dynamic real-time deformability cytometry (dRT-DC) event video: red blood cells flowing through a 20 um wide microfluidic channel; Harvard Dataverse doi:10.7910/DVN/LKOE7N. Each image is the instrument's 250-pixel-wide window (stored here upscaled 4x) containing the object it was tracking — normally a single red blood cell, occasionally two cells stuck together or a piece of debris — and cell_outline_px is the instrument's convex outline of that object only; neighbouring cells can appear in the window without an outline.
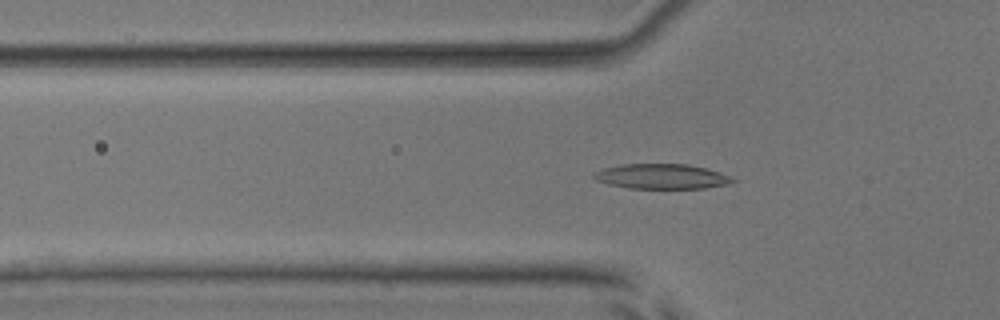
{"species": "common noctule bat (a hibernating species)", "species_latin": "Nyctalus noctula", "temperature_condition": "room temperature", "stored_images_in_passage": 45, "camera_frame_rate_fps": 3000, "um_per_image_px": 0.085, "animal": {"sex": "male", "body_mass_g": 17.9, "forearm_length_mm": 54.2}, "frame": {"image": 1, "passage_image": 9, "time_ms": 2.667, "image_size_px": [1000, 320], "cell_outline_px": [[736, 180], [728, 184], [704, 188], [628, 188], [608, 184], [596, 180], [592, 176], [592, 172], [604, 168], [624, 164], [688, 164], [720, 172], [732, 176]], "centroid_in_image_um": [56.23, 14.99], "position_along_channel_um": 69.6, "area_um2": 20.17}}
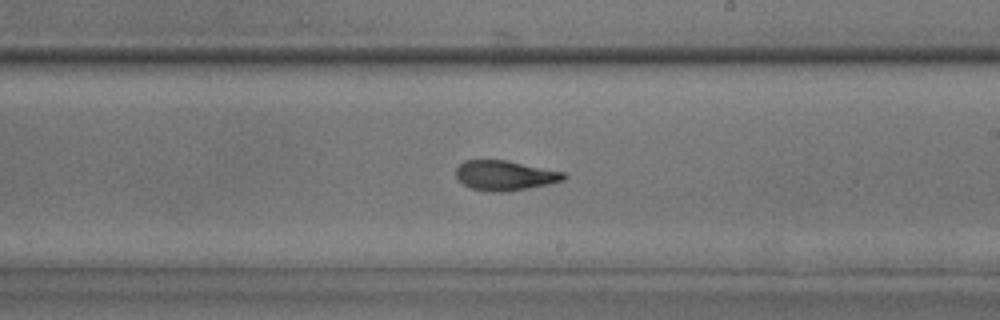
{"frame": {"image": 2, "passage_image": 23, "time_ms": 7.333, "image_size_px": [1000, 320], "cell_outline_px": [[568, 176], [564, 180], [548, 184], [508, 192], [488, 192], [472, 188], [464, 184], [456, 176], [456, 168], [464, 160], [508, 160], [564, 172]], "centroid_in_image_um": [42.93, 14.91], "position_along_channel_um": 246.1, "area_um2": 18.84}}
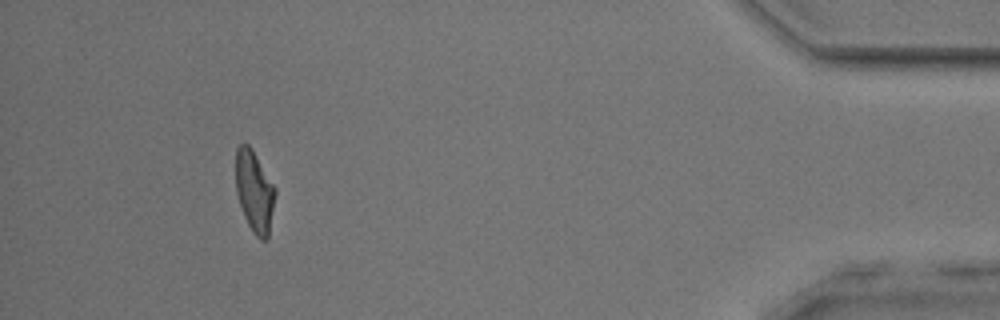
{"frame": {"image": 3, "passage_image": 41, "time_ms": 13.333, "image_size_px": [1000, 320], "cell_outline_px": [[276, 192], [268, 240], [260, 240], [252, 232], [244, 216], [236, 192], [236, 148], [240, 144], [248, 144], [252, 148], [276, 188]], "centroid_in_image_um": [21.64, 16.28], "position_along_channel_um": 413.6, "area_um2": 18.84}, "authors_computed_cell_mechanics": {"area_um2": 19.1318, "velocity_mm_per_s": 3.8149, "shape_relaxation_time_tau1_ms": 4.4859, "shape_relaxation_time_tau2_ms": 1.8206, "deformation_change_tau1": 0.1926, "deformation_change_tau2": 0.0893}}